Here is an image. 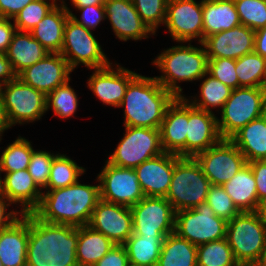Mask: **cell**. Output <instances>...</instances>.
<instances>
[{"mask_svg": "<svg viewBox=\"0 0 266 266\" xmlns=\"http://www.w3.org/2000/svg\"><path fill=\"white\" fill-rule=\"evenodd\" d=\"M203 47H194L189 43L186 45L172 46L163 50L155 58L153 64L163 73L155 76L156 80L175 97H184L179 81H196L205 78L208 72V56L203 43Z\"/></svg>", "mask_w": 266, "mask_h": 266, "instance_id": "277c9868", "label": "cell"}, {"mask_svg": "<svg viewBox=\"0 0 266 266\" xmlns=\"http://www.w3.org/2000/svg\"><path fill=\"white\" fill-rule=\"evenodd\" d=\"M204 76H206V79H204L201 83L200 100L196 97L193 98L194 100L191 99V101H189L186 97L184 98L192 106L201 110L213 112L210 108L214 109L216 107H221L222 109L233 89L214 78L208 72Z\"/></svg>", "mask_w": 266, "mask_h": 266, "instance_id": "e575fe53", "label": "cell"}, {"mask_svg": "<svg viewBox=\"0 0 266 266\" xmlns=\"http://www.w3.org/2000/svg\"><path fill=\"white\" fill-rule=\"evenodd\" d=\"M78 227L50 224L29 213L26 266H79Z\"/></svg>", "mask_w": 266, "mask_h": 266, "instance_id": "6da1fadb", "label": "cell"}, {"mask_svg": "<svg viewBox=\"0 0 266 266\" xmlns=\"http://www.w3.org/2000/svg\"><path fill=\"white\" fill-rule=\"evenodd\" d=\"M97 181L103 201L131 208L145 197L134 169L117 167L106 161Z\"/></svg>", "mask_w": 266, "mask_h": 266, "instance_id": "4fadbf2b", "label": "cell"}, {"mask_svg": "<svg viewBox=\"0 0 266 266\" xmlns=\"http://www.w3.org/2000/svg\"><path fill=\"white\" fill-rule=\"evenodd\" d=\"M226 239L240 266H255L266 247V223L255 212H240L227 223Z\"/></svg>", "mask_w": 266, "mask_h": 266, "instance_id": "5b68a950", "label": "cell"}, {"mask_svg": "<svg viewBox=\"0 0 266 266\" xmlns=\"http://www.w3.org/2000/svg\"><path fill=\"white\" fill-rule=\"evenodd\" d=\"M34 0H0V17L13 19L22 9Z\"/></svg>", "mask_w": 266, "mask_h": 266, "instance_id": "f907efd6", "label": "cell"}, {"mask_svg": "<svg viewBox=\"0 0 266 266\" xmlns=\"http://www.w3.org/2000/svg\"><path fill=\"white\" fill-rule=\"evenodd\" d=\"M165 237L132 234L123 244L129 262L142 266H156Z\"/></svg>", "mask_w": 266, "mask_h": 266, "instance_id": "d6a6232c", "label": "cell"}, {"mask_svg": "<svg viewBox=\"0 0 266 266\" xmlns=\"http://www.w3.org/2000/svg\"><path fill=\"white\" fill-rule=\"evenodd\" d=\"M211 185L222 186L239 172L247 161L230 139H221L195 156Z\"/></svg>", "mask_w": 266, "mask_h": 266, "instance_id": "5bb4252c", "label": "cell"}, {"mask_svg": "<svg viewBox=\"0 0 266 266\" xmlns=\"http://www.w3.org/2000/svg\"><path fill=\"white\" fill-rule=\"evenodd\" d=\"M133 234L167 236L175 230V210L165 197L145 196L131 207Z\"/></svg>", "mask_w": 266, "mask_h": 266, "instance_id": "7c38bea8", "label": "cell"}, {"mask_svg": "<svg viewBox=\"0 0 266 266\" xmlns=\"http://www.w3.org/2000/svg\"><path fill=\"white\" fill-rule=\"evenodd\" d=\"M208 73L214 78L229 86L231 89L239 88L236 75V60L231 58H208Z\"/></svg>", "mask_w": 266, "mask_h": 266, "instance_id": "f6af8a7d", "label": "cell"}, {"mask_svg": "<svg viewBox=\"0 0 266 266\" xmlns=\"http://www.w3.org/2000/svg\"><path fill=\"white\" fill-rule=\"evenodd\" d=\"M255 31L242 24L208 36L203 44L208 58H238L254 51Z\"/></svg>", "mask_w": 266, "mask_h": 266, "instance_id": "d6986e66", "label": "cell"}, {"mask_svg": "<svg viewBox=\"0 0 266 266\" xmlns=\"http://www.w3.org/2000/svg\"><path fill=\"white\" fill-rule=\"evenodd\" d=\"M56 155L46 151H33L28 172L40 189H44L48 185V179L51 170L53 158Z\"/></svg>", "mask_w": 266, "mask_h": 266, "instance_id": "ee69618b", "label": "cell"}, {"mask_svg": "<svg viewBox=\"0 0 266 266\" xmlns=\"http://www.w3.org/2000/svg\"><path fill=\"white\" fill-rule=\"evenodd\" d=\"M230 140L247 163L266 160V113L237 131Z\"/></svg>", "mask_w": 266, "mask_h": 266, "instance_id": "4316f807", "label": "cell"}, {"mask_svg": "<svg viewBox=\"0 0 266 266\" xmlns=\"http://www.w3.org/2000/svg\"><path fill=\"white\" fill-rule=\"evenodd\" d=\"M103 5L115 36L121 41L155 35L140 18L132 0H105Z\"/></svg>", "mask_w": 266, "mask_h": 266, "instance_id": "44dd1931", "label": "cell"}, {"mask_svg": "<svg viewBox=\"0 0 266 266\" xmlns=\"http://www.w3.org/2000/svg\"><path fill=\"white\" fill-rule=\"evenodd\" d=\"M125 127L124 137L107 162L117 166L135 169L141 163L164 153L160 130L146 127Z\"/></svg>", "mask_w": 266, "mask_h": 266, "instance_id": "9c48e42d", "label": "cell"}, {"mask_svg": "<svg viewBox=\"0 0 266 266\" xmlns=\"http://www.w3.org/2000/svg\"><path fill=\"white\" fill-rule=\"evenodd\" d=\"M50 1V0H49ZM34 0L13 18L17 31L30 32L58 4L57 0Z\"/></svg>", "mask_w": 266, "mask_h": 266, "instance_id": "ab89813d", "label": "cell"}, {"mask_svg": "<svg viewBox=\"0 0 266 266\" xmlns=\"http://www.w3.org/2000/svg\"><path fill=\"white\" fill-rule=\"evenodd\" d=\"M9 20L12 19L0 17V53L7 52L13 34L17 31L14 25V21L12 24Z\"/></svg>", "mask_w": 266, "mask_h": 266, "instance_id": "816d5d0a", "label": "cell"}, {"mask_svg": "<svg viewBox=\"0 0 266 266\" xmlns=\"http://www.w3.org/2000/svg\"><path fill=\"white\" fill-rule=\"evenodd\" d=\"M240 212L257 211L259 202L256 182L251 167L246 164L228 182L222 185Z\"/></svg>", "mask_w": 266, "mask_h": 266, "instance_id": "f546056e", "label": "cell"}, {"mask_svg": "<svg viewBox=\"0 0 266 266\" xmlns=\"http://www.w3.org/2000/svg\"><path fill=\"white\" fill-rule=\"evenodd\" d=\"M176 97L155 77L138 74L127 86L119 107L124 109V126L159 129L167 107Z\"/></svg>", "mask_w": 266, "mask_h": 266, "instance_id": "3957f363", "label": "cell"}, {"mask_svg": "<svg viewBox=\"0 0 266 266\" xmlns=\"http://www.w3.org/2000/svg\"><path fill=\"white\" fill-rule=\"evenodd\" d=\"M68 61L60 53H48L37 63L25 68L17 77L45 95L70 79Z\"/></svg>", "mask_w": 266, "mask_h": 266, "instance_id": "e0dca14e", "label": "cell"}, {"mask_svg": "<svg viewBox=\"0 0 266 266\" xmlns=\"http://www.w3.org/2000/svg\"><path fill=\"white\" fill-rule=\"evenodd\" d=\"M188 123V101L176 97L167 107L159 128L164 152L186 157V135Z\"/></svg>", "mask_w": 266, "mask_h": 266, "instance_id": "7402d4cb", "label": "cell"}, {"mask_svg": "<svg viewBox=\"0 0 266 266\" xmlns=\"http://www.w3.org/2000/svg\"><path fill=\"white\" fill-rule=\"evenodd\" d=\"M69 81L46 95V110L52 107L55 115L62 119L73 116L78 107V95L70 87Z\"/></svg>", "mask_w": 266, "mask_h": 266, "instance_id": "f35d334b", "label": "cell"}, {"mask_svg": "<svg viewBox=\"0 0 266 266\" xmlns=\"http://www.w3.org/2000/svg\"><path fill=\"white\" fill-rule=\"evenodd\" d=\"M255 266H266V247L264 249V252L262 253L259 262Z\"/></svg>", "mask_w": 266, "mask_h": 266, "instance_id": "680465c9", "label": "cell"}, {"mask_svg": "<svg viewBox=\"0 0 266 266\" xmlns=\"http://www.w3.org/2000/svg\"><path fill=\"white\" fill-rule=\"evenodd\" d=\"M28 170L5 173L0 191L13 204H21L23 214L32 213L40 204L42 193Z\"/></svg>", "mask_w": 266, "mask_h": 266, "instance_id": "cb8c5ba5", "label": "cell"}, {"mask_svg": "<svg viewBox=\"0 0 266 266\" xmlns=\"http://www.w3.org/2000/svg\"><path fill=\"white\" fill-rule=\"evenodd\" d=\"M227 221L216 216L205 202L195 208L175 213L174 232L193 245H201L226 238Z\"/></svg>", "mask_w": 266, "mask_h": 266, "instance_id": "ba28073f", "label": "cell"}, {"mask_svg": "<svg viewBox=\"0 0 266 266\" xmlns=\"http://www.w3.org/2000/svg\"><path fill=\"white\" fill-rule=\"evenodd\" d=\"M259 217L266 223V198L259 202L257 211Z\"/></svg>", "mask_w": 266, "mask_h": 266, "instance_id": "6f0895ef", "label": "cell"}, {"mask_svg": "<svg viewBox=\"0 0 266 266\" xmlns=\"http://www.w3.org/2000/svg\"><path fill=\"white\" fill-rule=\"evenodd\" d=\"M172 39L179 43L204 41L202 1L168 0L164 22Z\"/></svg>", "mask_w": 266, "mask_h": 266, "instance_id": "9a60e30c", "label": "cell"}, {"mask_svg": "<svg viewBox=\"0 0 266 266\" xmlns=\"http://www.w3.org/2000/svg\"><path fill=\"white\" fill-rule=\"evenodd\" d=\"M114 70L111 64L104 68L94 69L88 79V87L106 105L119 107L124 99L128 84L138 75L119 64Z\"/></svg>", "mask_w": 266, "mask_h": 266, "instance_id": "ffe728a7", "label": "cell"}, {"mask_svg": "<svg viewBox=\"0 0 266 266\" xmlns=\"http://www.w3.org/2000/svg\"><path fill=\"white\" fill-rule=\"evenodd\" d=\"M115 245L103 233L88 225L78 227L76 258L79 266L95 265Z\"/></svg>", "mask_w": 266, "mask_h": 266, "instance_id": "4dcf8cb0", "label": "cell"}, {"mask_svg": "<svg viewBox=\"0 0 266 266\" xmlns=\"http://www.w3.org/2000/svg\"><path fill=\"white\" fill-rule=\"evenodd\" d=\"M197 266H240L226 238L197 246Z\"/></svg>", "mask_w": 266, "mask_h": 266, "instance_id": "d590c367", "label": "cell"}, {"mask_svg": "<svg viewBox=\"0 0 266 266\" xmlns=\"http://www.w3.org/2000/svg\"><path fill=\"white\" fill-rule=\"evenodd\" d=\"M128 254L124 245L115 244L107 254H105L93 266H127Z\"/></svg>", "mask_w": 266, "mask_h": 266, "instance_id": "7dc6e473", "label": "cell"}, {"mask_svg": "<svg viewBox=\"0 0 266 266\" xmlns=\"http://www.w3.org/2000/svg\"><path fill=\"white\" fill-rule=\"evenodd\" d=\"M12 203L6 198V196L0 191V230L10 227L16 220L22 215L21 211H10L6 212L7 207ZM18 216V217H17Z\"/></svg>", "mask_w": 266, "mask_h": 266, "instance_id": "681fc988", "label": "cell"}, {"mask_svg": "<svg viewBox=\"0 0 266 266\" xmlns=\"http://www.w3.org/2000/svg\"><path fill=\"white\" fill-rule=\"evenodd\" d=\"M156 266H197V246L171 233L163 241Z\"/></svg>", "mask_w": 266, "mask_h": 266, "instance_id": "1f68e13d", "label": "cell"}, {"mask_svg": "<svg viewBox=\"0 0 266 266\" xmlns=\"http://www.w3.org/2000/svg\"><path fill=\"white\" fill-rule=\"evenodd\" d=\"M88 226L103 233L117 245H123L133 234L131 208L99 200Z\"/></svg>", "mask_w": 266, "mask_h": 266, "instance_id": "2e32d148", "label": "cell"}, {"mask_svg": "<svg viewBox=\"0 0 266 266\" xmlns=\"http://www.w3.org/2000/svg\"><path fill=\"white\" fill-rule=\"evenodd\" d=\"M217 125L222 139H230L237 131L266 113V87L233 89L221 109Z\"/></svg>", "mask_w": 266, "mask_h": 266, "instance_id": "52a82bcc", "label": "cell"}, {"mask_svg": "<svg viewBox=\"0 0 266 266\" xmlns=\"http://www.w3.org/2000/svg\"><path fill=\"white\" fill-rule=\"evenodd\" d=\"M60 54L68 61L72 70L80 63L89 69H99L110 63L92 31L77 24L71 17L64 27L63 44Z\"/></svg>", "mask_w": 266, "mask_h": 266, "instance_id": "30bf717a", "label": "cell"}, {"mask_svg": "<svg viewBox=\"0 0 266 266\" xmlns=\"http://www.w3.org/2000/svg\"><path fill=\"white\" fill-rule=\"evenodd\" d=\"M252 171L256 182L258 202L266 198V160L251 161L247 163Z\"/></svg>", "mask_w": 266, "mask_h": 266, "instance_id": "c3c4849f", "label": "cell"}, {"mask_svg": "<svg viewBox=\"0 0 266 266\" xmlns=\"http://www.w3.org/2000/svg\"><path fill=\"white\" fill-rule=\"evenodd\" d=\"M254 51L266 58V26L255 31Z\"/></svg>", "mask_w": 266, "mask_h": 266, "instance_id": "db71d44e", "label": "cell"}, {"mask_svg": "<svg viewBox=\"0 0 266 266\" xmlns=\"http://www.w3.org/2000/svg\"><path fill=\"white\" fill-rule=\"evenodd\" d=\"M65 1L62 0V3L65 5L66 10L68 11L70 17L79 25L84 26L88 30L95 29L98 24L106 19L104 5H92L86 6L83 8H76L81 11V20L77 18L72 11L66 6Z\"/></svg>", "mask_w": 266, "mask_h": 266, "instance_id": "bcb514c9", "label": "cell"}, {"mask_svg": "<svg viewBox=\"0 0 266 266\" xmlns=\"http://www.w3.org/2000/svg\"><path fill=\"white\" fill-rule=\"evenodd\" d=\"M17 78L5 53H0V87Z\"/></svg>", "mask_w": 266, "mask_h": 266, "instance_id": "f5cc1de1", "label": "cell"}, {"mask_svg": "<svg viewBox=\"0 0 266 266\" xmlns=\"http://www.w3.org/2000/svg\"><path fill=\"white\" fill-rule=\"evenodd\" d=\"M239 87H266V58L255 51L236 60Z\"/></svg>", "mask_w": 266, "mask_h": 266, "instance_id": "836d02e7", "label": "cell"}, {"mask_svg": "<svg viewBox=\"0 0 266 266\" xmlns=\"http://www.w3.org/2000/svg\"><path fill=\"white\" fill-rule=\"evenodd\" d=\"M10 125L7 121L6 113L4 110L2 96L0 94V137L4 133L5 130L9 129ZM2 137L0 138L1 141Z\"/></svg>", "mask_w": 266, "mask_h": 266, "instance_id": "11a10c76", "label": "cell"}, {"mask_svg": "<svg viewBox=\"0 0 266 266\" xmlns=\"http://www.w3.org/2000/svg\"><path fill=\"white\" fill-rule=\"evenodd\" d=\"M127 266H142V265H140V264H134V263L128 262V263H127Z\"/></svg>", "mask_w": 266, "mask_h": 266, "instance_id": "91938a15", "label": "cell"}, {"mask_svg": "<svg viewBox=\"0 0 266 266\" xmlns=\"http://www.w3.org/2000/svg\"><path fill=\"white\" fill-rule=\"evenodd\" d=\"M7 121L12 127L39 120L46 110V95L18 77L0 87Z\"/></svg>", "mask_w": 266, "mask_h": 266, "instance_id": "8fae6325", "label": "cell"}, {"mask_svg": "<svg viewBox=\"0 0 266 266\" xmlns=\"http://www.w3.org/2000/svg\"><path fill=\"white\" fill-rule=\"evenodd\" d=\"M29 213L22 214L10 227L0 230V259L3 266H26Z\"/></svg>", "mask_w": 266, "mask_h": 266, "instance_id": "d4e9b609", "label": "cell"}, {"mask_svg": "<svg viewBox=\"0 0 266 266\" xmlns=\"http://www.w3.org/2000/svg\"><path fill=\"white\" fill-rule=\"evenodd\" d=\"M46 190L32 213L50 224L86 226L100 200L99 184L85 185L78 181L64 188Z\"/></svg>", "mask_w": 266, "mask_h": 266, "instance_id": "7a4b0ae2", "label": "cell"}, {"mask_svg": "<svg viewBox=\"0 0 266 266\" xmlns=\"http://www.w3.org/2000/svg\"><path fill=\"white\" fill-rule=\"evenodd\" d=\"M70 17L65 5H57L30 31L50 53H60L63 44L64 27Z\"/></svg>", "mask_w": 266, "mask_h": 266, "instance_id": "484cf974", "label": "cell"}, {"mask_svg": "<svg viewBox=\"0 0 266 266\" xmlns=\"http://www.w3.org/2000/svg\"><path fill=\"white\" fill-rule=\"evenodd\" d=\"M75 8H83L92 5H103L105 0H71Z\"/></svg>", "mask_w": 266, "mask_h": 266, "instance_id": "9f6ffc18", "label": "cell"}, {"mask_svg": "<svg viewBox=\"0 0 266 266\" xmlns=\"http://www.w3.org/2000/svg\"><path fill=\"white\" fill-rule=\"evenodd\" d=\"M179 158L177 154L164 152L144 161L134 169L144 196L166 197L174 165Z\"/></svg>", "mask_w": 266, "mask_h": 266, "instance_id": "ac0fdd59", "label": "cell"}, {"mask_svg": "<svg viewBox=\"0 0 266 266\" xmlns=\"http://www.w3.org/2000/svg\"><path fill=\"white\" fill-rule=\"evenodd\" d=\"M221 139L215 114L198 109L188 102L186 157H195Z\"/></svg>", "mask_w": 266, "mask_h": 266, "instance_id": "603a6c76", "label": "cell"}, {"mask_svg": "<svg viewBox=\"0 0 266 266\" xmlns=\"http://www.w3.org/2000/svg\"><path fill=\"white\" fill-rule=\"evenodd\" d=\"M142 21L155 34L164 24L168 0H132Z\"/></svg>", "mask_w": 266, "mask_h": 266, "instance_id": "b9f144b4", "label": "cell"}, {"mask_svg": "<svg viewBox=\"0 0 266 266\" xmlns=\"http://www.w3.org/2000/svg\"><path fill=\"white\" fill-rule=\"evenodd\" d=\"M49 51L45 49L30 32L16 31L5 53L18 75L25 68L44 58Z\"/></svg>", "mask_w": 266, "mask_h": 266, "instance_id": "f1b7e54d", "label": "cell"}, {"mask_svg": "<svg viewBox=\"0 0 266 266\" xmlns=\"http://www.w3.org/2000/svg\"><path fill=\"white\" fill-rule=\"evenodd\" d=\"M33 151L31 143L19 136L3 150L0 157L1 171L11 173L28 169Z\"/></svg>", "mask_w": 266, "mask_h": 266, "instance_id": "74e56055", "label": "cell"}, {"mask_svg": "<svg viewBox=\"0 0 266 266\" xmlns=\"http://www.w3.org/2000/svg\"><path fill=\"white\" fill-rule=\"evenodd\" d=\"M242 25L256 31L266 26V0H234Z\"/></svg>", "mask_w": 266, "mask_h": 266, "instance_id": "60d3db41", "label": "cell"}, {"mask_svg": "<svg viewBox=\"0 0 266 266\" xmlns=\"http://www.w3.org/2000/svg\"><path fill=\"white\" fill-rule=\"evenodd\" d=\"M85 172L84 167H80L64 154H56L51 164L48 185L45 189H59L75 184Z\"/></svg>", "mask_w": 266, "mask_h": 266, "instance_id": "8d00e7d4", "label": "cell"}, {"mask_svg": "<svg viewBox=\"0 0 266 266\" xmlns=\"http://www.w3.org/2000/svg\"><path fill=\"white\" fill-rule=\"evenodd\" d=\"M206 203L212 208L216 216L227 222L240 213L222 186L211 185L209 187Z\"/></svg>", "mask_w": 266, "mask_h": 266, "instance_id": "7bdbcfd3", "label": "cell"}, {"mask_svg": "<svg viewBox=\"0 0 266 266\" xmlns=\"http://www.w3.org/2000/svg\"><path fill=\"white\" fill-rule=\"evenodd\" d=\"M2 173V171H1V164H0V174ZM1 176V175H0ZM2 177H0V186H1V182H2V179H1Z\"/></svg>", "mask_w": 266, "mask_h": 266, "instance_id": "94428289", "label": "cell"}, {"mask_svg": "<svg viewBox=\"0 0 266 266\" xmlns=\"http://www.w3.org/2000/svg\"><path fill=\"white\" fill-rule=\"evenodd\" d=\"M210 186L209 179L195 157H180L174 165L165 198L172 204L175 212L195 208L206 202Z\"/></svg>", "mask_w": 266, "mask_h": 266, "instance_id": "8992f818", "label": "cell"}, {"mask_svg": "<svg viewBox=\"0 0 266 266\" xmlns=\"http://www.w3.org/2000/svg\"><path fill=\"white\" fill-rule=\"evenodd\" d=\"M204 40L241 24L234 0H202Z\"/></svg>", "mask_w": 266, "mask_h": 266, "instance_id": "83f0119b", "label": "cell"}]
</instances>
